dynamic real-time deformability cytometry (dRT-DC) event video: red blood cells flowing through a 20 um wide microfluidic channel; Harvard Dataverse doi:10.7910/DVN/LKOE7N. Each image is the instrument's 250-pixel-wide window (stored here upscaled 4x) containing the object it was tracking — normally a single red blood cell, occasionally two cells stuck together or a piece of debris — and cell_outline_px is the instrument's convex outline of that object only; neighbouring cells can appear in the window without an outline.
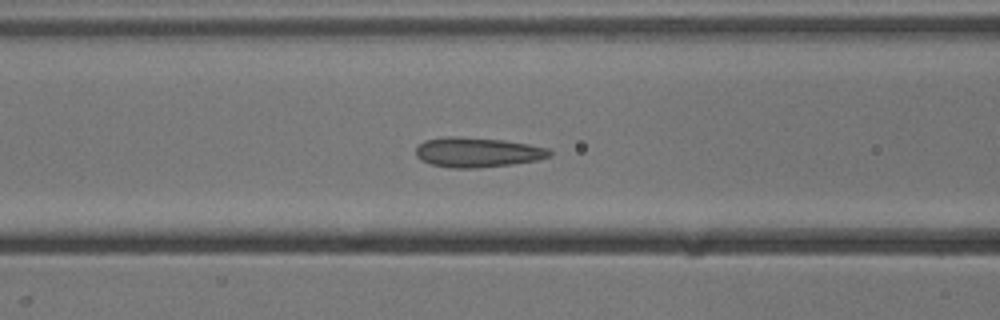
{"species": "common noctule bat (a hibernating species)", "species_latin": "Nyctalus noctula", "temperature_condition": "cold", "stored_images_in_passage": 53, "camera_frame_rate_fps": 3000, "um_per_image_px": 0.085, "animal": {"sex": "male", "body_mass_g": 13.3}, "frame": {"image": 1, "passage_image": 21, "time_ms": 6.667, "image_size_px": [1000, 320], "cell_outline_px": [[552, 156], [536, 160], [512, 164], [476, 168], [452, 168], [432, 164], [420, 160], [416, 156], [416, 148], [424, 140], [448, 136], [456, 136], [504, 140], [528, 144], [548, 148], [552, 152]], "centroid_in_image_um": [40.58, 12.94], "position_along_channel_um": 126.0, "area_um2": 23.24}}
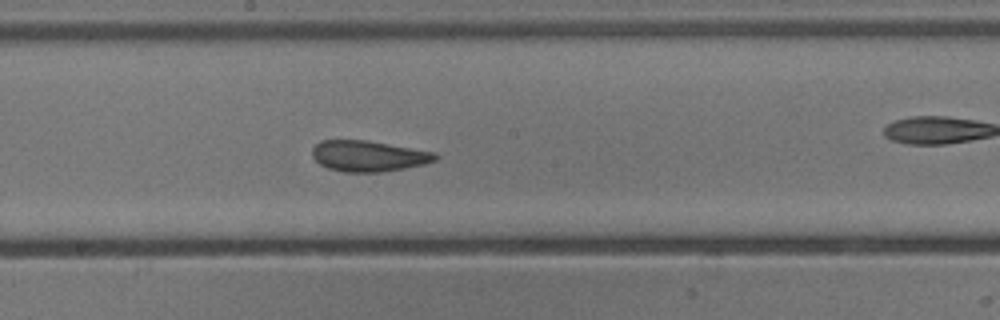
{"frame": {"image": 2, "passage_image": 28, "time_ms": 9.0, "image_size_px": [1000, 320], "cell_outline_px": [[440, 156], [436, 160], [424, 164], [384, 172], [344, 172], [328, 168], [320, 164], [312, 156], [312, 148], [320, 140], [368, 140], [436, 152]], "centroid_in_image_um": [31.34, 13.26], "position_along_channel_um": 216.9, "area_um2": 22.31}}
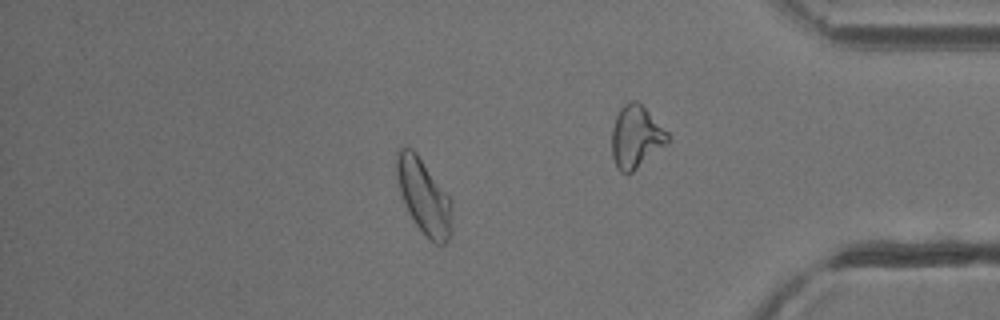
{"frame": {"image": 3, "passage_image": 45, "time_ms": 14.667, "image_size_px": [1000, 320], "cell_outline_px": [[452, 236], [444, 244], [436, 244], [416, 224], [408, 212], [404, 204], [400, 192], [396, 176], [396, 152], [400, 148], [412, 148], [416, 152], [452, 200]], "centroid_in_image_um": [36.04, 16.7], "position_along_channel_um": 399.2, "area_um2": 24.16}, "authors_computed_cell_mechanics": {"area_um2": 23.4668, "velocity_mm_per_s": 3.8865, "shape_relaxation_time_tau1_ms": 6.6971, "shape_relaxation_time_tau2_ms": 1.0612, "deformation_change_tau1": 0.1401, "deformation_change_tau2": 0.0484}}